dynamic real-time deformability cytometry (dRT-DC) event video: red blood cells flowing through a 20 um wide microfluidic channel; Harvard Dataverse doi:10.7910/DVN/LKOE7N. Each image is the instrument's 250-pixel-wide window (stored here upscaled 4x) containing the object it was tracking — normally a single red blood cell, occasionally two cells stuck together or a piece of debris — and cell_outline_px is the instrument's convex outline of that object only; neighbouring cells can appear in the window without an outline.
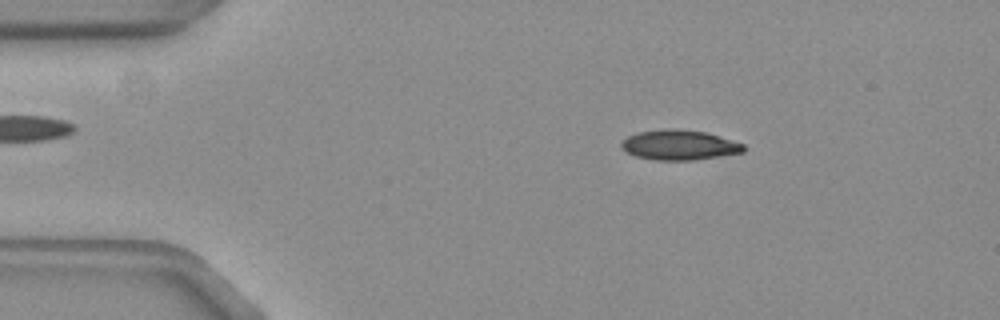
{"species": "common noctule bat (a hibernating species)", "species_latin": "Nyctalus noctula", "temperature_condition": "warm", "stored_images_in_passage": 53, "camera_frame_rate_fps": 3000, "um_per_image_px": 0.085, "animal": {"sex": "female", "body_mass_g": 19.3, "forearm_length_mm": 54.1}, "frame": {"image": 1, "passage_image": 8, "time_ms": 2.333, "image_size_px": [1000, 320], "cell_outline_px": [[744, 152], [692, 160], [656, 160], [636, 156], [628, 152], [620, 144], [628, 136], [640, 132], [668, 128], [676, 128], [704, 132], [744, 144]], "centroid_in_image_um": [57.74, 12.32], "position_along_channel_um": 27.3, "area_um2": 20.92}}
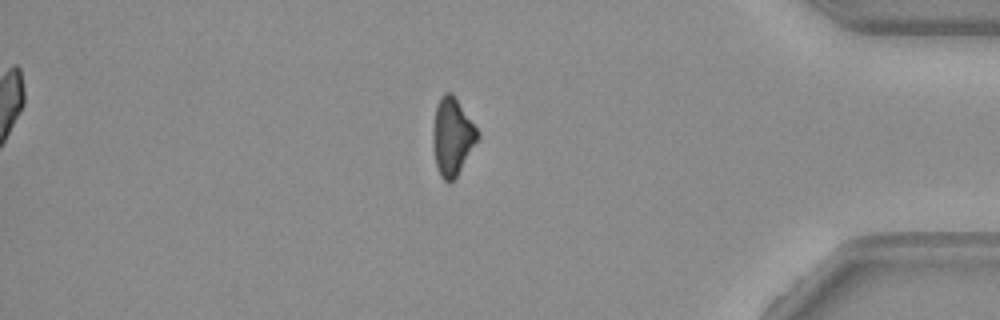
{"frame": {"image": 2, "passage_image": 45, "time_ms": 14.667, "image_size_px": [1000, 320], "cell_outline_px": [[480, 136], [456, 176], [448, 184], [440, 176], [436, 164], [432, 148], [432, 128], [436, 108], [440, 96], [444, 92], [452, 92], [456, 96], [480, 132]], "centroid_in_image_um": [38.43, 11.56], "position_along_channel_um": 396.8, "area_um2": 20.4}}
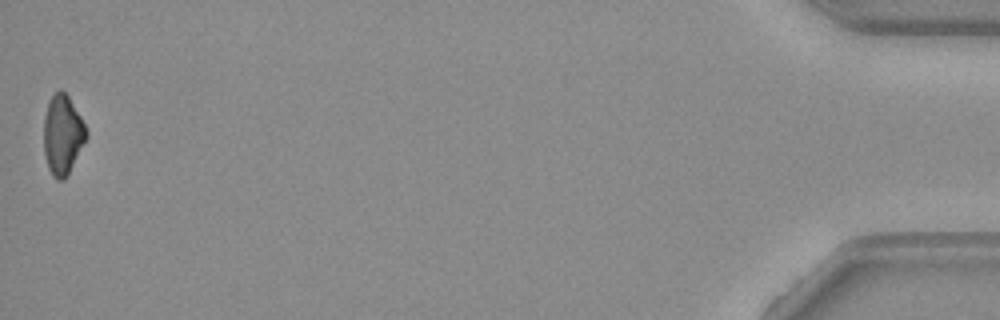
{"frame": {"image": 3, "passage_image": 53, "time_ms": 17.333, "image_size_px": [1000, 320], "cell_outline_px": [[88, 132], [68, 176], [64, 180], [56, 180], [52, 176], [48, 168], [44, 152], [44, 116], [48, 104], [52, 96], [60, 88], [68, 96], [80, 116]], "centroid_in_image_um": [5.3, 11.49], "position_along_channel_um": 429.9, "area_um2": 19.48}, "authors_computed_cell_mechanics": {"area_um2": 21.675, "velocity_mm_per_s": 3.7827, "shape_relaxation_time_tau1_ms": 6.5029, "shape_relaxation_time_tau2_ms": null, "deformation_change_tau1": 0.1453, "deformation_change_tau2": null}}